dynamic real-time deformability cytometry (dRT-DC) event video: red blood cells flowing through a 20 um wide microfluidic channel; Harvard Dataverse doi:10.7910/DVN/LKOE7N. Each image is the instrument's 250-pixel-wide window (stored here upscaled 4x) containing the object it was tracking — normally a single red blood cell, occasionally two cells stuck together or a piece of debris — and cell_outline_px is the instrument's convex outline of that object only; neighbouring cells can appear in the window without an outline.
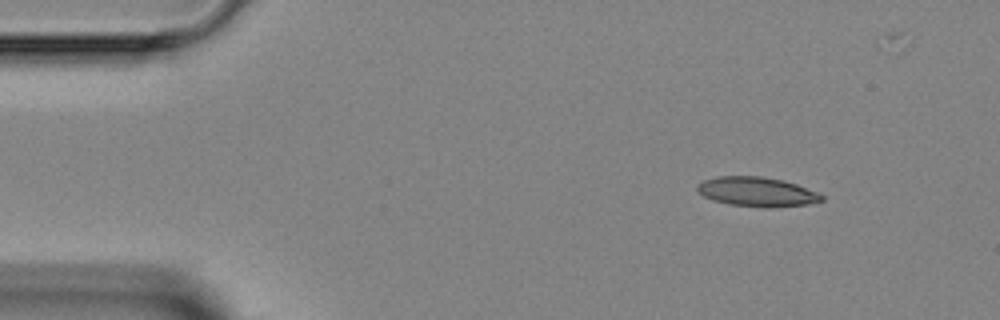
{"species": "Egyptian fruit bat (a non-hibernating species)", "species_latin": "Rousettus aegyptiacus", "temperature_condition": "room temperature", "stored_images_in_passage": 2, "segment_of_instrument_passage": [2, 2], "camera_frame_rate_fps": 3000, "um_per_image_px": 0.085, "animal": {"sex": "female"}, "frame": {"image": 1, "passage_image": 2, "time_ms": 2.0, "image_size_px": [1000, 320], "cell_outline_px": [[824, 200], [808, 204], [768, 208], [764, 208], [728, 204], [712, 200], [704, 196], [696, 188], [696, 184], [704, 180], [716, 176], [760, 176], [784, 180], [796, 184], [816, 192], [824, 196]], "centroid_in_image_um": [64.32, 16.3], "position_along_channel_um": 20.7, "area_um2": 21.44}}